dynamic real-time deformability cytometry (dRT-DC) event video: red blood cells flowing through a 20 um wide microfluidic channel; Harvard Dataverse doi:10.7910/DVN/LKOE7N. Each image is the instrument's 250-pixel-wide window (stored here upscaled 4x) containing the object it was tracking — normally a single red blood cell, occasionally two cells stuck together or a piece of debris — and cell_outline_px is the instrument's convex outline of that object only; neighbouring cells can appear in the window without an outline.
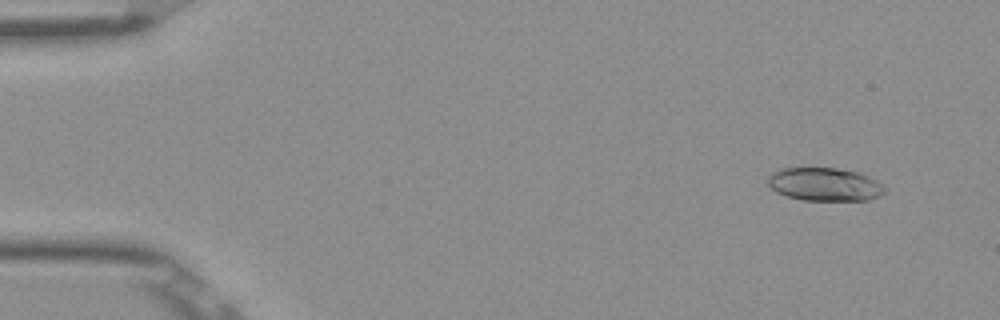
{"species": "Egyptian fruit bat (a non-hibernating species)", "species_latin": "Rousettus aegyptiacus", "temperature_condition": "room temperature", "stored_images_in_passage": 53, "camera_frame_rate_fps": 3000, "um_per_image_px": 0.085, "frame": {"image": 1, "passage_image": 5, "time_ms": 1.333, "image_size_px": [1000, 320], "cell_outline_px": [[888, 188], [880, 196], [868, 200], [804, 200], [788, 196], [776, 192], [768, 184], [768, 176], [772, 172], [784, 168], [836, 168], [860, 172], [876, 180]], "centroid_in_image_um": [70.13, 15.67], "position_along_channel_um": 14.9, "area_um2": 22.66}}
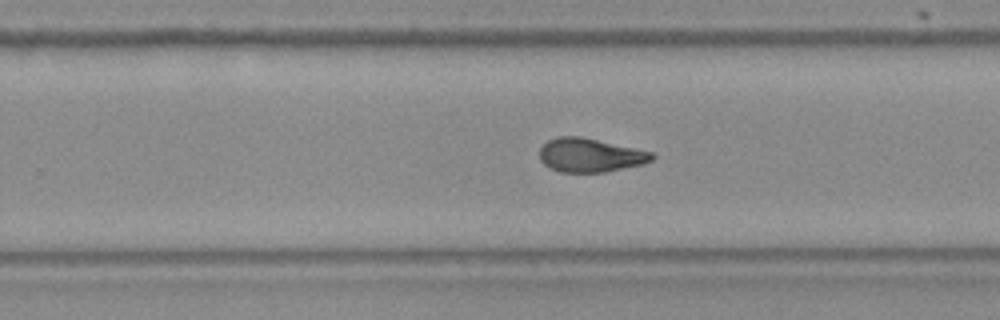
{"frame": {"image": 2, "passage_image": 34, "time_ms": 11.0, "image_size_px": [1000, 320], "cell_outline_px": [[656, 156], [652, 160], [644, 164], [604, 172], [560, 172], [544, 164], [540, 160], [540, 148], [548, 140], [556, 136], [580, 136], [652, 152]], "centroid_in_image_um": [50.16, 13.19], "position_along_channel_um": 279.6, "area_um2": 22.02}}
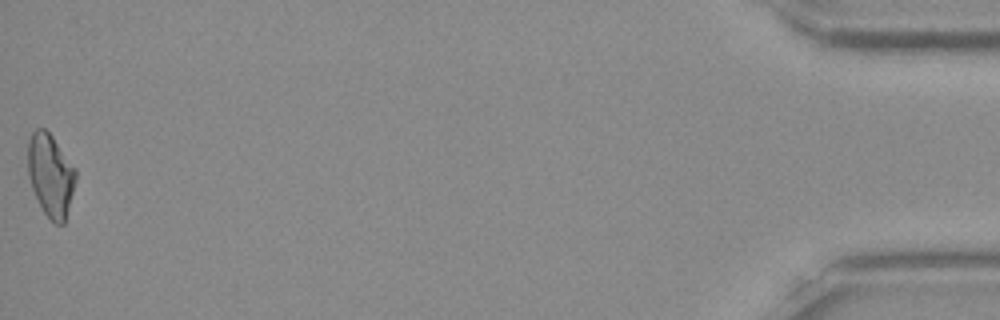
{"frame": {"image": 3, "passage_image": 53, "time_ms": 17.333, "image_size_px": [1000, 320], "cell_outline_px": [[76, 180], [64, 224], [56, 224], [44, 212], [32, 188], [28, 176], [28, 140], [32, 132], [36, 128], [44, 128], [52, 136], [76, 168]], "centroid_in_image_um": [4.3, 14.86], "position_along_channel_um": 430.9, "area_um2": 22.89}, "authors_computed_cell_mechanics": {"area_um2": 22.4264, "velocity_mm_per_s": 3.9035, "shape_relaxation_time_tau1_ms": 6.4515, "shape_relaxation_time_tau2_ms": 1.446, "deformation_change_tau1": 0.1807, "deformation_change_tau2": 0.0755}}